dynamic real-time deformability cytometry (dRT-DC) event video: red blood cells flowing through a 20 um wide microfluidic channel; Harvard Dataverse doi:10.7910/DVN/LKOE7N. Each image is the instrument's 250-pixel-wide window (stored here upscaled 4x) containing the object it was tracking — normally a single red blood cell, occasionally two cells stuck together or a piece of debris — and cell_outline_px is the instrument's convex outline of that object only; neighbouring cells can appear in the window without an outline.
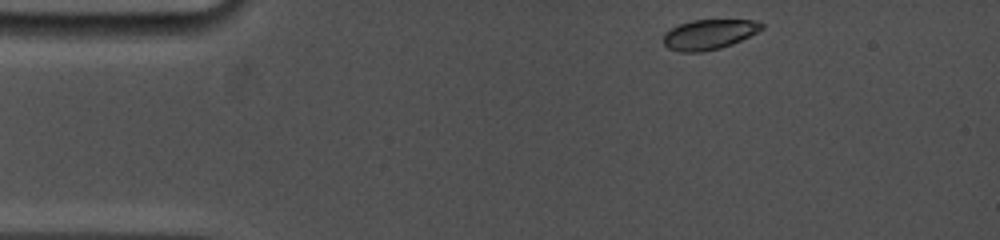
{"species": "common noctule bat (a hibernating species)", "species_latin": "Nyctalus noctula", "temperature_condition": "cold", "stored_images_in_passage": 36, "camera_frame_rate_fps": 5000, "um_per_image_px": 0.085, "animal": {"sex": "female", "body_mass_g": 19.0, "forearm_length_mm": 53.3}, "frame": {"image": 1, "passage_image": 1, "time_ms": 0.0, "image_size_px": [1000, 240], "cell_outline_px": [[764, 28], [732, 44], [720, 48], [700, 52], [680, 52], [668, 48], [664, 44], [664, 32], [680, 24], [692, 20], [756, 20], [764, 24]], "centroid_in_image_um": [60.26, 2.92], "position_along_channel_um": 24.7, "area_um2": 17.05}}
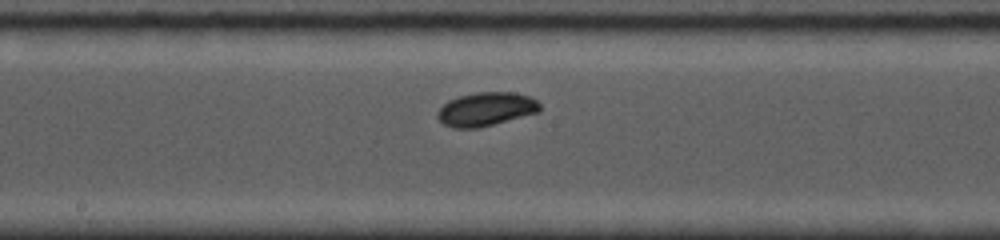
{"frame": {"image": 2, "passage_image": 21, "time_ms": 6.6, "image_size_px": [1000, 240], "cell_outline_px": [[540, 112], [480, 128], [452, 128], [444, 124], [436, 116], [436, 112], [448, 100], [460, 96], [476, 92], [516, 92], [528, 96], [536, 100], [540, 104]], "centroid_in_image_um": [41.31, 9.28], "position_along_channel_um": 206.9, "area_um2": 20.23}}
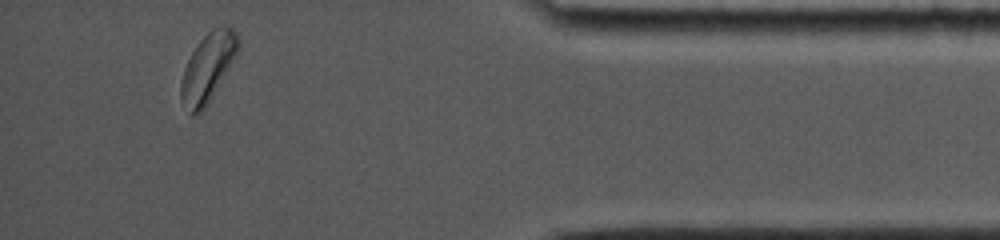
{"frame": {"image": 3, "passage_image": 36, "time_ms": 13.0, "image_size_px": [1000, 240], "cell_outline_px": [[240, 48], [204, 108], [200, 112], [192, 116], [180, 100], [180, 84], [184, 68], [192, 52], [200, 40], [212, 28], [224, 24], [232, 28], [236, 32], [240, 40]], "centroid_in_image_um": [17.66, 5.69], "position_along_channel_um": 417.5, "area_um2": 22.48}}